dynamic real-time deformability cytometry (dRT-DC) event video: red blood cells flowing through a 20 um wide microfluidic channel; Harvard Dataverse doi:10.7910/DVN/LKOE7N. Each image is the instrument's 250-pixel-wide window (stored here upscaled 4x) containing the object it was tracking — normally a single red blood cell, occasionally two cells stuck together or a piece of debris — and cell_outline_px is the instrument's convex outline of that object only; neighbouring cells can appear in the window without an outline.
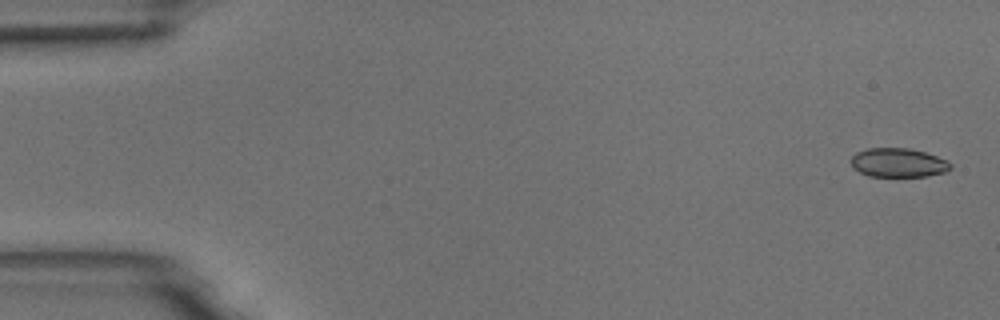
{"species": "common noctule bat (a hibernating species)", "species_latin": "Nyctalus noctula", "temperature_condition": "room temperature", "stored_images_in_passage": 11, "camera_frame_rate_fps": 3000, "um_per_image_px": 0.085, "animal": {"sex": "male", "body_mass_g": 18.8}, "frame": {"image": 1, "passage_image": 1, "time_ms": 0.0, "image_size_px": [1000, 320], "cell_outline_px": [[952, 168], [948, 172], [928, 176], [868, 176], [852, 168], [852, 156], [856, 152], [868, 148], [912, 148], [948, 160], [952, 164]], "centroid_in_image_um": [76.39, 13.83], "position_along_channel_um": 8.6, "area_um2": 16.99}}
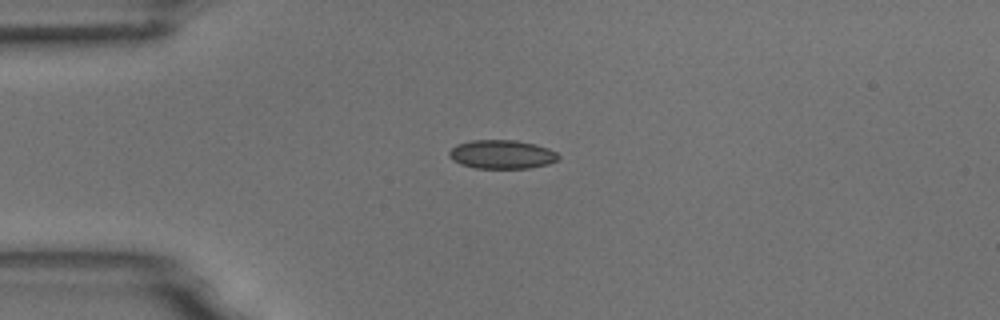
{"frame": {"image": 2, "passage_image": 4, "time_ms": 1.0, "image_size_px": [1000, 320], "cell_outline_px": [[560, 156], [556, 160], [548, 164], [528, 168], [476, 168], [460, 164], [452, 160], [448, 156], [448, 152], [456, 144], [472, 140], [516, 140], [536, 144], [548, 148], [556, 152]], "centroid_in_image_um": [42.63, 13.11], "position_along_channel_um": 42.4, "area_um2": 18.38}}
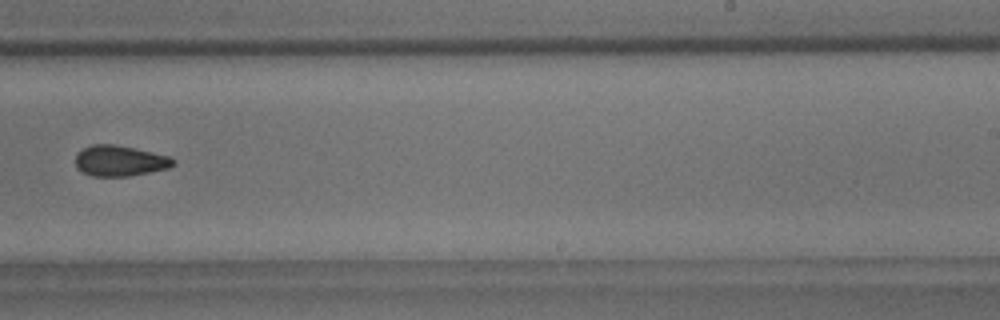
{"frame": {"image": 3, "passage_image": 10, "time_ms": 3.0, "image_size_px": [1000, 320], "cell_outline_px": [[176, 164], [168, 168], [128, 176], [92, 176], [76, 168], [76, 152], [92, 144], [112, 144], [136, 148], [168, 156], [176, 160]], "centroid_in_image_um": [10.18, 13.66], "position_along_channel_um": 278.8, "area_um2": 17.46}}